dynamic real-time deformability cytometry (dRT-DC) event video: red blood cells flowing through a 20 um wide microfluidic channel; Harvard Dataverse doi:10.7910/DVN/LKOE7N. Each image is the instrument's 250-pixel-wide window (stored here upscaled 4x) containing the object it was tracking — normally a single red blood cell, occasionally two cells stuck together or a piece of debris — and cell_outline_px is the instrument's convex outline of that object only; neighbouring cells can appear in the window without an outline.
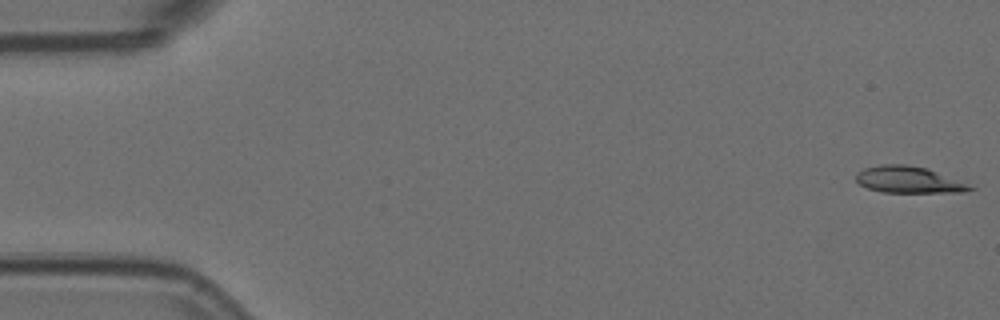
{"species": "Egyptian fruit bat (a non-hibernating species)", "species_latin": "Rousettus aegyptiacus", "temperature_condition": "room temperature", "stored_images_in_passage": 57, "camera_frame_rate_fps": 3000, "um_per_image_px": 0.085, "animal": {"sex": "female"}, "frame": {"image": 1, "passage_image": 1, "time_ms": 0.0, "image_size_px": [1000, 320], "cell_outline_px": [[976, 188], [960, 192], [880, 192], [868, 188], [860, 184], [856, 180], [856, 172], [864, 168], [880, 164], [908, 164], [928, 168]], "centroid_in_image_um": [77.16, 15.26], "position_along_channel_um": 7.8, "area_um2": 17.51}}
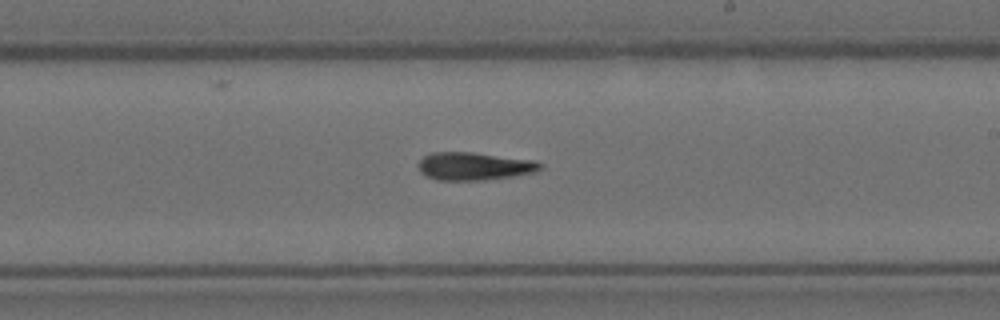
{"frame": {"image": 2, "passage_image": 33, "time_ms": 10.667, "image_size_px": [1000, 320], "cell_outline_px": [[540, 168], [532, 172], [512, 176], [484, 180], [436, 180], [420, 172], [420, 160], [424, 156], [432, 152], [472, 152], [532, 160], [540, 164]], "centroid_in_image_um": [40.25, 14.12], "position_along_channel_um": 248.8, "area_um2": 19.36}}
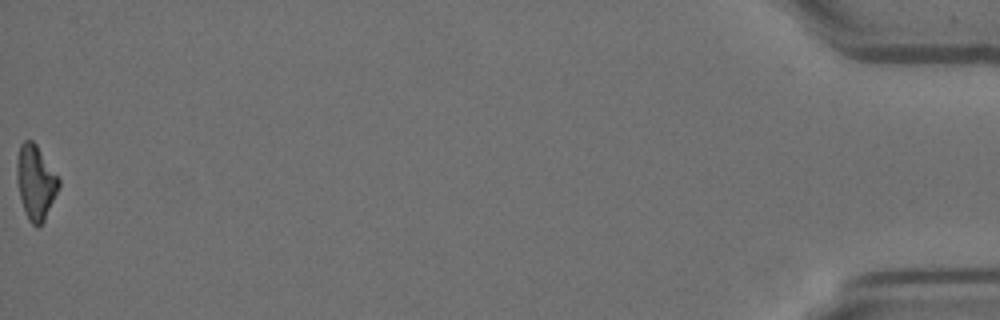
{"frame": {"image": 3, "passage_image": 57, "time_ms": 18.667, "image_size_px": [1000, 320], "cell_outline_px": [[60, 184], [44, 220], [36, 228], [28, 220], [20, 196], [16, 180], [16, 164], [20, 144], [24, 140], [32, 140], [36, 144], [60, 180]], "centroid_in_image_um": [3.0, 15.47], "position_along_channel_um": 432.2, "area_um2": 17.86}}